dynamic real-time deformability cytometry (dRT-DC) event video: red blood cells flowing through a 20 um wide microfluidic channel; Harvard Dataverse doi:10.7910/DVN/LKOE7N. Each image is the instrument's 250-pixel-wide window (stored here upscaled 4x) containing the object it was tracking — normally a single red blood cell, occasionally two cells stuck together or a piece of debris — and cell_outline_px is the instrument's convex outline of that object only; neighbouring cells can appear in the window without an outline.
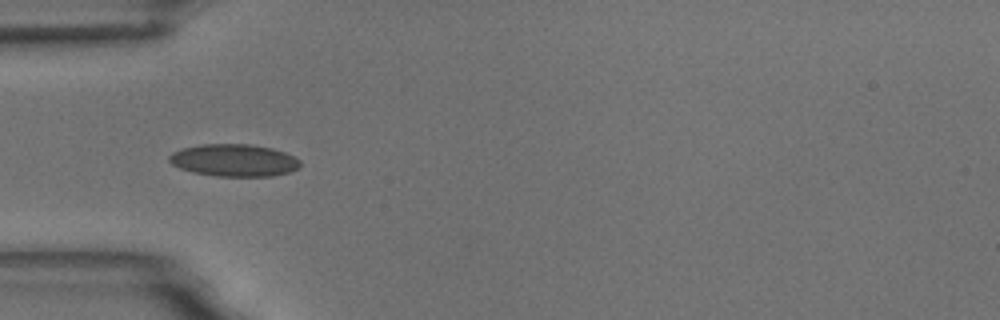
{"species": "common noctule bat (a hibernating species)", "species_latin": "Nyctalus noctula", "temperature_condition": "room temperature", "stored_images_in_passage": 55, "camera_frame_rate_fps": 3000, "um_per_image_px": 0.085, "animal": {"sex": "male", "body_mass_g": 18.8}, "frame": {"image": 1, "passage_image": 16, "time_ms": 5.0, "image_size_px": [1000, 320], "cell_outline_px": [[300, 168], [288, 172], [272, 176], [216, 176], [192, 172], [180, 168], [172, 164], [168, 160], [168, 156], [172, 152], [184, 148], [204, 144], [248, 144], [272, 148], [284, 152], [300, 160]], "centroid_in_image_um": [19.89, 13.63], "position_along_channel_um": 65.1, "area_um2": 24.57}}